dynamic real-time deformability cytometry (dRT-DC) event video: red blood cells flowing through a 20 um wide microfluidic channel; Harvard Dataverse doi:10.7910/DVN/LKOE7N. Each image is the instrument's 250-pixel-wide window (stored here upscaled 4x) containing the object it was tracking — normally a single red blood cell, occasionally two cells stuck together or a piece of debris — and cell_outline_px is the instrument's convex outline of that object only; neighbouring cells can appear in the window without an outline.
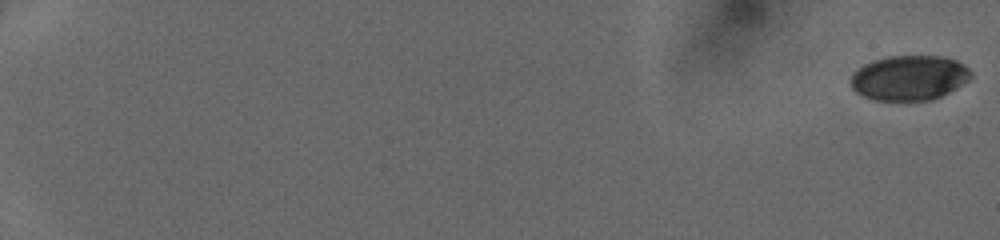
{"species": "human", "species_latin": "Homo sapiens", "temperature_condition": "cold", "stored_images_in_passage": 52, "camera_frame_rate_fps": 3000, "um_per_image_px": 0.085, "donor": {"sex": "female"}, "frame": {"image": 1, "passage_image": 1, "time_ms": 0.0, "image_size_px": [1000, 240], "cell_outline_px": [[972, 76], [968, 80], [956, 88], [932, 100], [872, 100], [856, 92], [852, 88], [852, 72], [864, 64], [872, 60], [888, 56], [944, 56], [956, 60], [964, 64], [972, 72]], "centroid_in_image_um": [77.29, 6.6], "position_along_channel_um": 7.7, "area_um2": 31.5}}
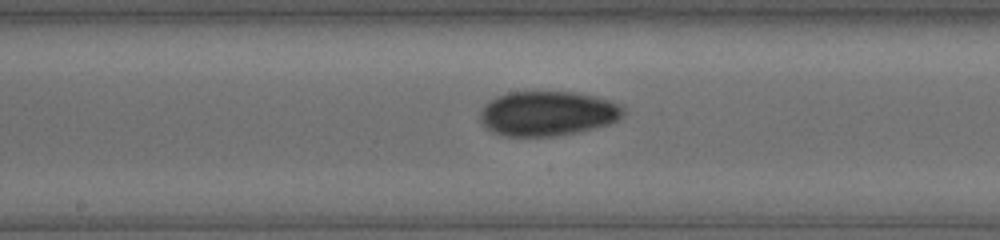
{"frame": {"image": 2, "passage_image": 31, "time_ms": 10.0, "image_size_px": [1000, 240], "cell_outline_px": [[624, 116], [608, 124], [576, 132], [556, 136], [504, 136], [492, 132], [480, 120], [480, 112], [484, 104], [496, 96], [508, 92], [576, 92], [596, 96], [620, 104], [624, 108]], "centroid_in_image_um": [46.53, 9.64], "position_along_channel_um": 201.7, "area_um2": 37.34}}
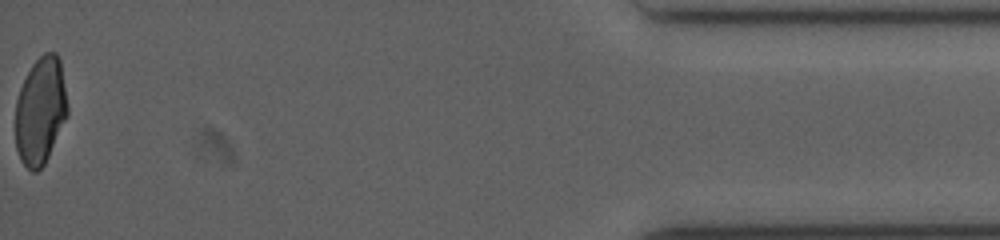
{"frame": {"image": 3, "passage_image": 52, "time_ms": 17.0, "image_size_px": [1000, 240], "cell_outline_px": [[68, 116], [44, 164], [36, 172], [32, 172], [20, 160], [16, 148], [16, 100], [20, 88], [32, 64], [44, 52], [56, 52], [60, 60], [68, 108]], "centroid_in_image_um": [3.44, 9.42], "position_along_channel_um": 431.8, "area_um2": 32.48}}